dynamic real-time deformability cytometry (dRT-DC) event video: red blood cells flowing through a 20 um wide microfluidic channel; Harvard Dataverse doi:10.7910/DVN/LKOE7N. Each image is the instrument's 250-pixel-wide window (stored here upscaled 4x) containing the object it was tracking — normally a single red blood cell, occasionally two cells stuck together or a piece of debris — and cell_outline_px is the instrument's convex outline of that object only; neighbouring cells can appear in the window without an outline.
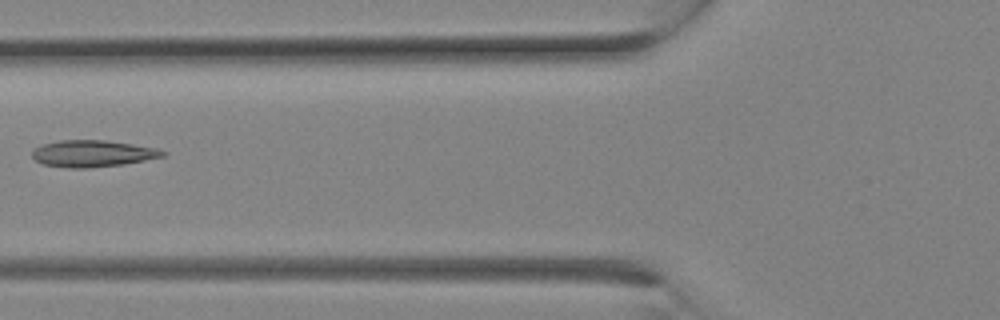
{"species": "Egyptian fruit bat (a non-hibernating species)", "species_latin": "Rousettus aegyptiacus", "temperature_condition": "room temperature", "stored_images_in_passage": 14, "camera_frame_rate_fps": 3000, "um_per_image_px": 0.085, "animal": {"sex": "female"}, "frame": {"image": 1, "passage_image": 10, "time_ms": 3.0, "image_size_px": [1000, 320], "cell_outline_px": [[168, 152], [164, 156], [124, 164], [88, 168], [68, 168], [44, 164], [36, 160], [32, 156], [32, 148], [44, 144], [60, 140], [104, 140], [132, 144], [156, 148]], "centroid_in_image_um": [7.86, 13.05], "position_along_channel_um": 117.9, "area_um2": 20.23}}
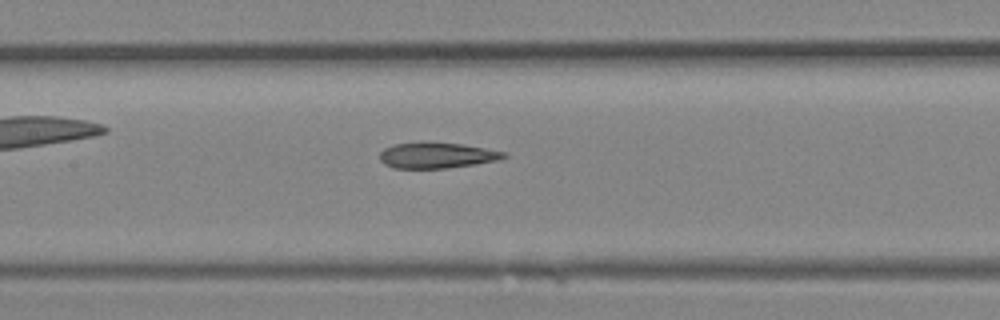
{"frame": {"image": 2, "passage_image": 12, "time_ms": 3.667, "image_size_px": [1000, 320], "cell_outline_px": [[508, 156], [500, 160], [476, 164], [448, 168], [392, 168], [384, 164], [380, 160], [380, 152], [384, 148], [392, 144], [460, 144], [484, 148], [504, 152]], "centroid_in_image_um": [37.13, 13.24], "position_along_channel_um": 170.3, "area_um2": 18.09}}
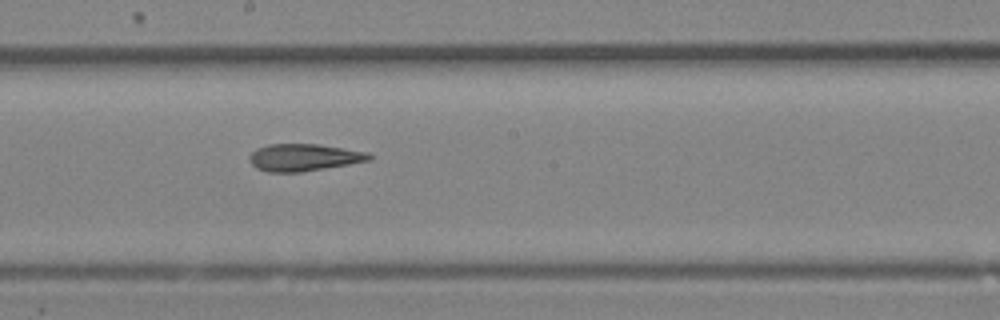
{"frame": {"image": 3, "passage_image": 14, "time_ms": 4.333, "image_size_px": [1000, 320], "cell_outline_px": [[372, 160], [300, 172], [268, 172], [256, 168], [248, 160], [248, 156], [256, 148], [268, 144], [320, 144], [368, 152], [372, 156]], "centroid_in_image_um": [25.8, 13.37], "position_along_channel_um": 222.4, "area_um2": 19.02}}